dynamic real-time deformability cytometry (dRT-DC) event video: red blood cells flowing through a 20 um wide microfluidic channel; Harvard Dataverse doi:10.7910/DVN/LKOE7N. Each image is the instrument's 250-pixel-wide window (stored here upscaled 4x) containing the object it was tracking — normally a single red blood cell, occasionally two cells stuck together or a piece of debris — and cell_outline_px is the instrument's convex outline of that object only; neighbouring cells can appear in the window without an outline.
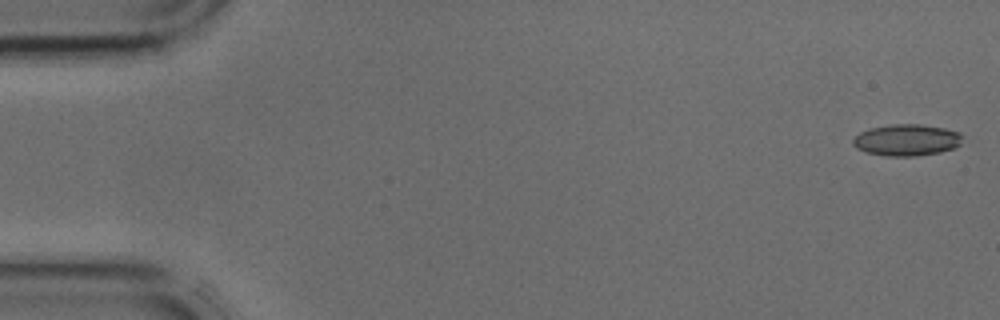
{"species": "common noctule bat (a hibernating species)", "species_latin": "Nyctalus noctula", "temperature_condition": "cold", "stored_images_in_passage": 13, "camera_frame_rate_fps": 3000, "um_per_image_px": 0.085, "animal": {"sex": "male", "body_mass_g": 17.9, "forearm_length_mm": 54.2}, "frame": {"image": 1, "passage_image": 1, "time_ms": 0.0, "image_size_px": [1000, 320], "cell_outline_px": [[960, 144], [952, 148], [940, 152], [916, 156], [888, 156], [868, 152], [856, 148], [852, 144], [852, 140], [860, 132], [868, 128], [892, 124], [920, 124], [944, 128], [960, 132]], "centroid_in_image_um": [77.03, 11.89], "position_along_channel_um": 8.0, "area_um2": 20.0}}